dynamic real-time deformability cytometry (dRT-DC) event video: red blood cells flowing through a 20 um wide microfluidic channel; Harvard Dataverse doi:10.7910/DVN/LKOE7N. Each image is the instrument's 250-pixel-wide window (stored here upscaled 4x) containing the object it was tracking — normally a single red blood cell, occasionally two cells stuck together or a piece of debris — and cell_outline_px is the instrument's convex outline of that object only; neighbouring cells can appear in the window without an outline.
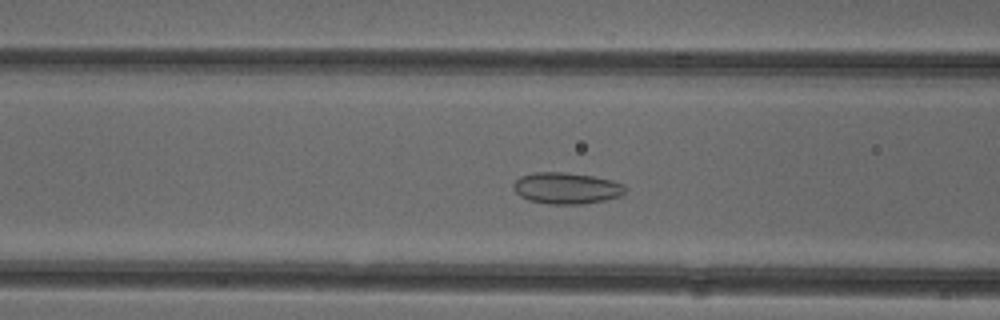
{"species": "common noctule bat (a hibernating species)", "species_latin": "Nyctalus noctula", "temperature_condition": "cold", "stored_images_in_passage": 44, "camera_frame_rate_fps": 3000, "um_per_image_px": 0.085, "animal": {"sex": "female"}, "frame": {"image": 1, "passage_image": 12, "time_ms": 3.667, "image_size_px": [1000, 320], "cell_outline_px": [[628, 188], [620, 196], [604, 200], [580, 204], [548, 204], [528, 200], [520, 196], [512, 188], [512, 184], [520, 176], [532, 172], [564, 172], [592, 176], [612, 180], [624, 184]], "centroid_in_image_um": [48.13, 15.99], "position_along_channel_um": 118.5, "area_um2": 20.58}}
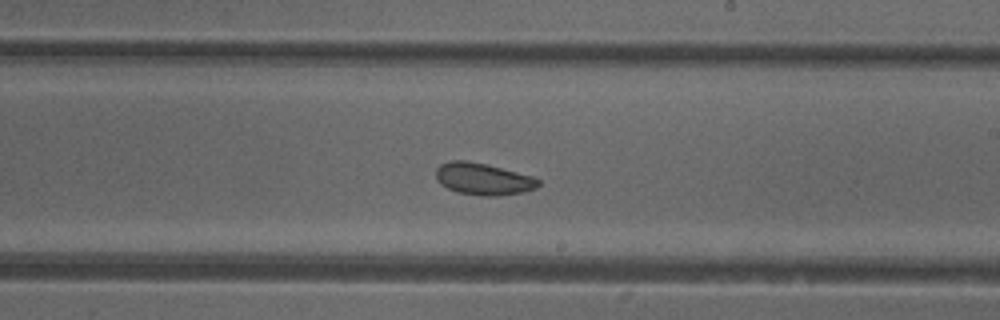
{"frame": {"image": 2, "passage_image": 22, "time_ms": 7.0, "image_size_px": [1000, 320], "cell_outline_px": [[540, 184], [536, 188], [520, 192], [496, 196], [480, 196], [456, 192], [440, 184], [436, 176], [436, 168], [440, 164], [448, 160], [464, 160], [484, 164], [532, 176], [540, 180]], "centroid_in_image_um": [41.03, 15.21], "position_along_channel_um": 248.0, "area_um2": 18.9}}
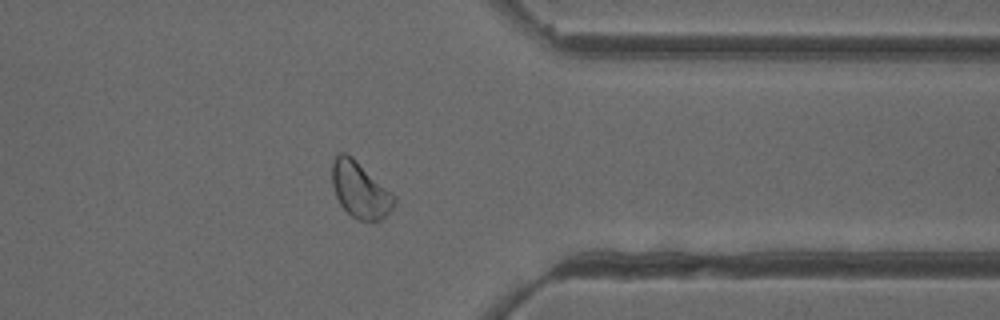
{"frame": {"image": 3, "passage_image": 33, "time_ms": 10.667, "image_size_px": [1000, 320], "cell_outline_px": [[396, 200], [392, 208], [384, 220], [372, 224], [360, 220], [352, 216], [340, 204], [336, 196], [332, 184], [332, 164], [336, 156], [340, 152], [344, 152], [352, 156], [392, 192], [396, 196]], "centroid_in_image_um": [30.64, 16.18], "position_along_channel_um": 380.8, "area_um2": 20.58}, "authors_computed_cell_mechanics": {"area_um2": 20.3456, "velocity_mm_per_s": 3.8807, "shape_relaxation_time_tau1_ms": null, "shape_relaxation_time_tau2_ms": 8.3528, "deformation_change_tau1": null, "deformation_change_tau2": 0.1361}}